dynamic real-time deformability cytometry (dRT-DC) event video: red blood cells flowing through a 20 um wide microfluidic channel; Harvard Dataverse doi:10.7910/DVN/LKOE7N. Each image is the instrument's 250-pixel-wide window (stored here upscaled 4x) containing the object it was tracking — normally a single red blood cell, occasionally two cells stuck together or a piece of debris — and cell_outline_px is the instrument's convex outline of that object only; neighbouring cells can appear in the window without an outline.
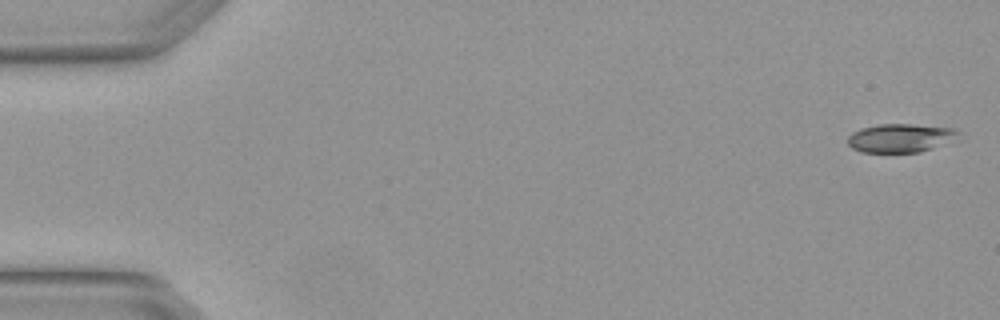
{"species": "Egyptian fruit bat (a non-hibernating species)", "species_latin": "Rousettus aegyptiacus", "temperature_condition": "warm", "stored_images_in_passage": 3, "camera_frame_rate_fps": 3000, "um_per_image_px": 0.085, "animal": {"sex": "female"}, "frame": {"image": 1, "passage_image": 1, "time_ms": 0.0, "image_size_px": [1000, 320], "cell_outline_px": [[960, 132], [932, 148], [920, 152], [860, 152], [852, 148], [848, 144], [848, 136], [852, 132], [860, 128], [880, 124], [912, 124], [952, 128]], "centroid_in_image_um": [76.4, 11.72], "position_along_channel_um": 8.6, "area_um2": 17.92}}
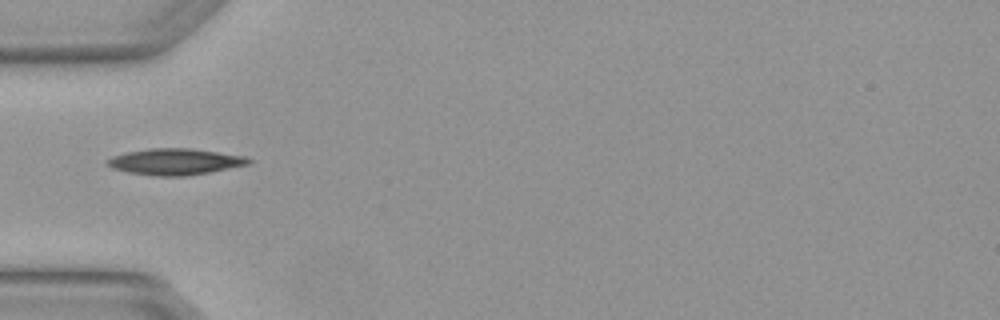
{"frame": {"image": 2, "passage_image": 3, "time_ms": 0.667, "image_size_px": [1000, 320], "cell_outline_px": [[252, 164], [208, 172], [184, 176], [160, 176], [128, 172], [112, 168], [104, 160], [112, 156], [128, 152], [148, 148], [192, 148], [244, 156], [252, 160]], "centroid_in_image_um": [14.89, 13.73], "position_along_channel_um": 70.1, "area_um2": 21.56}}